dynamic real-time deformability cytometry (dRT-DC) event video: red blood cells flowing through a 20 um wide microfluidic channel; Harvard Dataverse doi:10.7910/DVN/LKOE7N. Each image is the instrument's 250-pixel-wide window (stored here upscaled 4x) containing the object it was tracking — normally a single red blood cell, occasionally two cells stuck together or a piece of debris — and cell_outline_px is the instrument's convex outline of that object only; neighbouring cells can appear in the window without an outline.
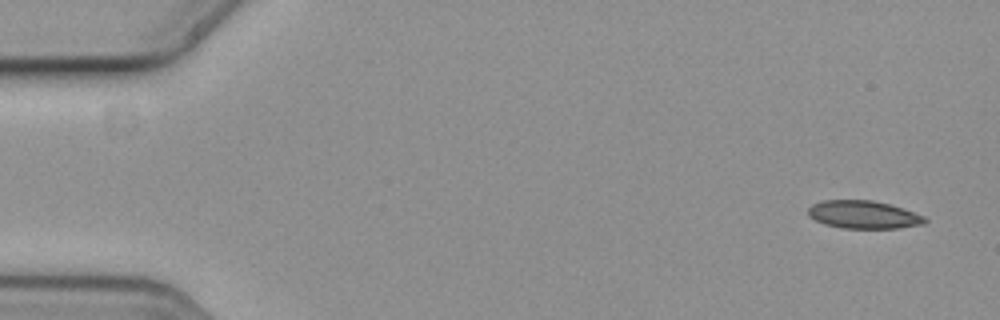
{"species": "common noctule bat (a hibernating species)", "species_latin": "Nyctalus noctula", "temperature_condition": "cold", "stored_images_in_passage": 5, "camera_frame_rate_fps": 3000, "um_per_image_px": 0.085, "animal": {"sex": "female", "body_mass_g": 19.3, "forearm_length_mm": 54.1}, "frame": {"image": 1, "passage_image": 1, "time_ms": 0.0, "image_size_px": [1000, 320], "cell_outline_px": [[928, 220], [924, 224], [900, 228], [844, 228], [824, 224], [808, 216], [808, 208], [812, 204], [824, 200], [872, 200], [888, 204], [924, 216]], "centroid_in_image_um": [73.38, 18.25], "position_along_channel_um": 11.6, "area_um2": 18.84}}
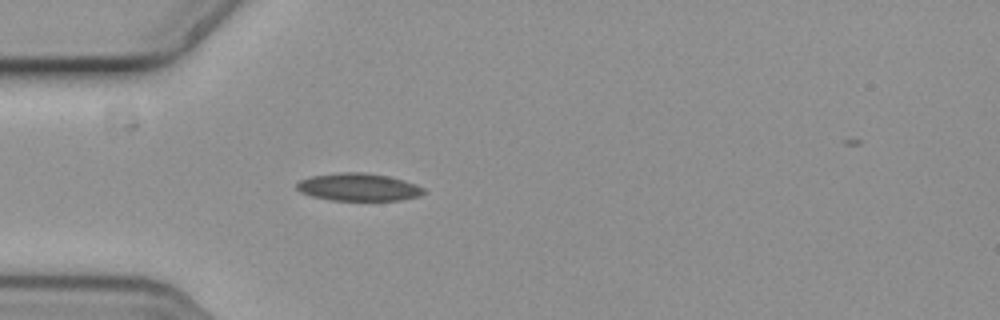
{"frame": {"image": 2, "passage_image": 5, "time_ms": 1.333, "image_size_px": [1000, 320], "cell_outline_px": [[428, 192], [420, 196], [400, 200], [328, 200], [312, 196], [300, 192], [296, 188], [296, 184], [300, 180], [312, 176], [344, 172], [360, 172], [388, 176], [404, 180], [416, 184], [424, 188]], "centroid_in_image_um": [30.5, 15.91], "position_along_channel_um": 54.5, "area_um2": 20.46}}